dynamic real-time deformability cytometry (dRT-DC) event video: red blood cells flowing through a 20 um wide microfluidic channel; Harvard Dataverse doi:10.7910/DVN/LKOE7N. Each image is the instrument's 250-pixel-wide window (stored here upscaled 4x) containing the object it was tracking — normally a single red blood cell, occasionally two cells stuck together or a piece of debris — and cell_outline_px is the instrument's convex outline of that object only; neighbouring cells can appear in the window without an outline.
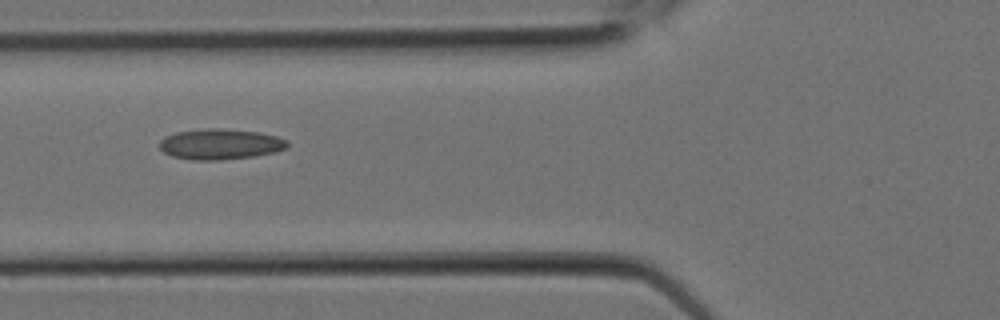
{"species": "Egyptian fruit bat (a non-hibernating species)", "species_latin": "Rousettus aegyptiacus", "temperature_condition": "room temperature", "stored_images_in_passage": 10, "camera_frame_rate_fps": 3000, "um_per_image_px": 0.085, "animal": {"sex": "female"}, "frame": {"image": 1, "passage_image": 9, "time_ms": 2.667, "image_size_px": [1000, 320], "cell_outline_px": [[288, 148], [256, 156], [220, 160], [192, 160], [172, 156], [164, 152], [160, 148], [160, 140], [176, 132], [208, 128], [216, 128], [256, 132], [276, 136], [288, 140]], "centroid_in_image_um": [18.73, 12.26], "position_along_channel_um": 107.1, "area_um2": 22.6}}
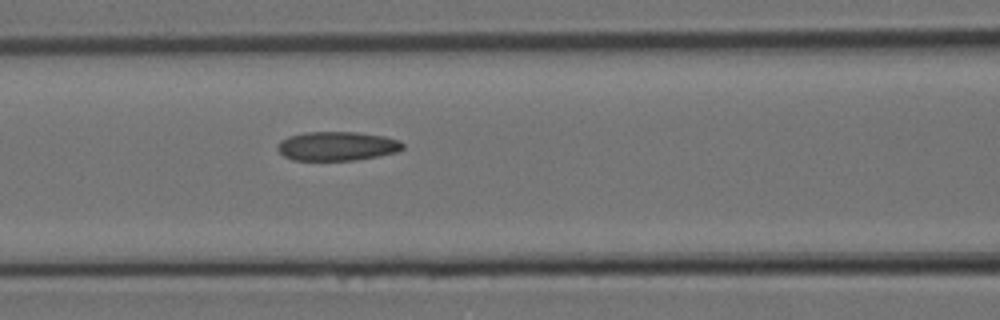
{"frame": {"image": 2, "passage_image": 10, "time_ms": 3.0, "image_size_px": [1000, 320], "cell_outline_px": [[404, 148], [400, 152], [380, 156], [356, 160], [292, 160], [284, 156], [276, 148], [276, 144], [280, 140], [288, 136], [304, 132], [356, 132], [384, 136], [400, 140], [404, 144]], "centroid_in_image_um": [28.67, 12.42], "position_along_channel_um": 137.9, "area_um2": 21.56}}